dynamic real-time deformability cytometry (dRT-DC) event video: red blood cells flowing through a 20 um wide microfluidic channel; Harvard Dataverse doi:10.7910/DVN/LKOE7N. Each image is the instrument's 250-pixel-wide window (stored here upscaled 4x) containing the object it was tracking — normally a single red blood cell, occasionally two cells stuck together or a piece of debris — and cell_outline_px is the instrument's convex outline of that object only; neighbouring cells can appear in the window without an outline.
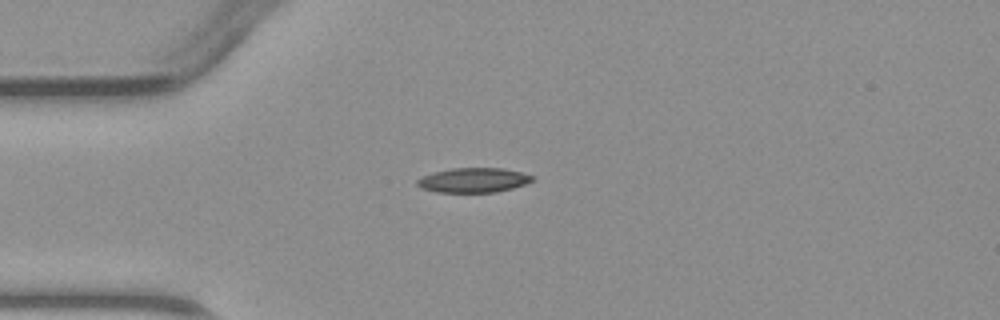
{"species": "common noctule bat (a hibernating species)", "species_latin": "Nyctalus noctula", "temperature_condition": "warm", "stored_images_in_passage": 3, "camera_frame_rate_fps": 3000, "um_per_image_px": 0.085, "animal": {"sex": "male", "body_mass_g": 23.1, "forearm_length_mm": 52.7}, "frame": {"image": 1, "passage_image": 3, "time_ms": 2.333, "image_size_px": [1000, 320], "cell_outline_px": [[536, 176], [532, 180], [524, 184], [512, 188], [496, 192], [436, 192], [420, 188], [416, 184], [416, 180], [432, 172], [452, 168], [504, 168]], "centroid_in_image_um": [40.22, 15.31], "position_along_channel_um": 44.8, "area_um2": 16.53}}